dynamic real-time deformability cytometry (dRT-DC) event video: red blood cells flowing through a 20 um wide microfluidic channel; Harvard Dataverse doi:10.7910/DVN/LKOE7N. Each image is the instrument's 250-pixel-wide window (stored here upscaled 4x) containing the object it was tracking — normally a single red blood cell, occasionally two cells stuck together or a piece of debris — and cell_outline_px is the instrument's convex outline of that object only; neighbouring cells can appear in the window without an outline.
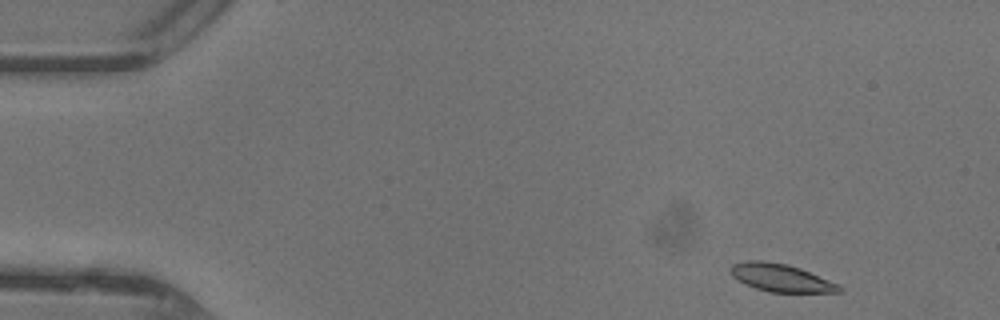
{"species": "common noctule bat (a hibernating species)", "species_latin": "Nyctalus noctula", "temperature_condition": "warm", "stored_images_in_passage": 43, "camera_frame_rate_fps": 3000, "um_per_image_px": 0.085, "animal": {"sex": "female"}, "frame": {"image": 1, "passage_image": 1, "time_ms": 0.0, "image_size_px": [1000, 320], "cell_outline_px": [[844, 288], [840, 292], [768, 292], [744, 284], [732, 276], [728, 268], [732, 264], [748, 260], [764, 260], [788, 264], [800, 268], [840, 284]], "centroid_in_image_um": [66.37, 23.6], "position_along_channel_um": 18.6, "area_um2": 17.8}}
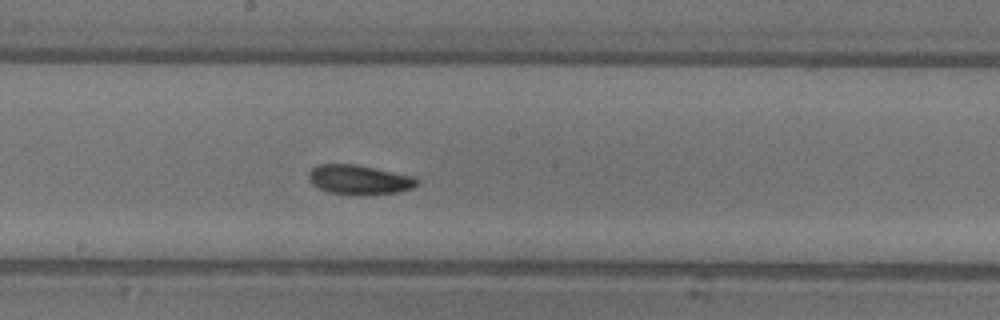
{"frame": {"image": 2, "passage_image": 22, "time_ms": 7.0, "image_size_px": [1000, 320], "cell_outline_px": [[420, 184], [412, 188], [396, 192], [328, 192], [312, 184], [308, 180], [308, 172], [316, 164], [356, 164], [412, 176], [420, 180]], "centroid_in_image_um": [30.5, 15.22], "position_along_channel_um": 217.7, "area_um2": 17.86}}
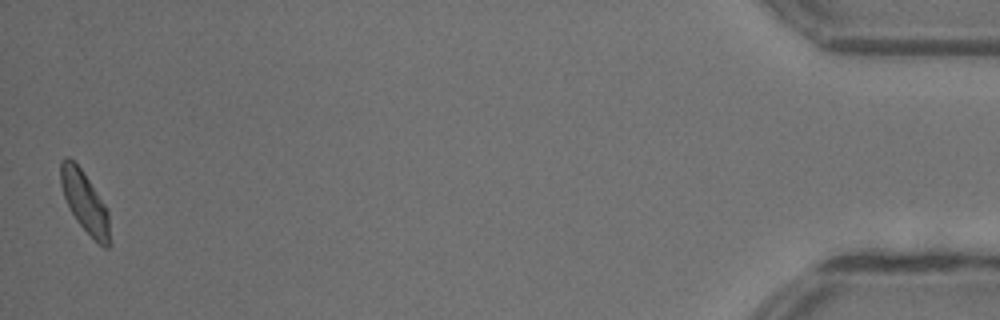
{"frame": {"image": 3, "passage_image": 43, "time_ms": 14.0, "image_size_px": [1000, 320], "cell_outline_px": [[112, 244], [108, 248], [104, 248], [76, 220], [64, 196], [60, 184], [60, 160], [64, 156], [68, 156], [80, 168], [104, 204], [108, 212]], "centroid_in_image_um": [7.22, 17.19], "position_along_channel_um": 428.0, "area_um2": 17.17}, "authors_computed_cell_mechanics": {"area_um2": 17.7446, "velocity_mm_per_s": 4.3661, "shape_relaxation_time_tau1_ms": 3.0055, "shape_relaxation_time_tau2_ms": 3.7761, "deformation_change_tau1": 0.1066, "deformation_change_tau2": 0.0932}}